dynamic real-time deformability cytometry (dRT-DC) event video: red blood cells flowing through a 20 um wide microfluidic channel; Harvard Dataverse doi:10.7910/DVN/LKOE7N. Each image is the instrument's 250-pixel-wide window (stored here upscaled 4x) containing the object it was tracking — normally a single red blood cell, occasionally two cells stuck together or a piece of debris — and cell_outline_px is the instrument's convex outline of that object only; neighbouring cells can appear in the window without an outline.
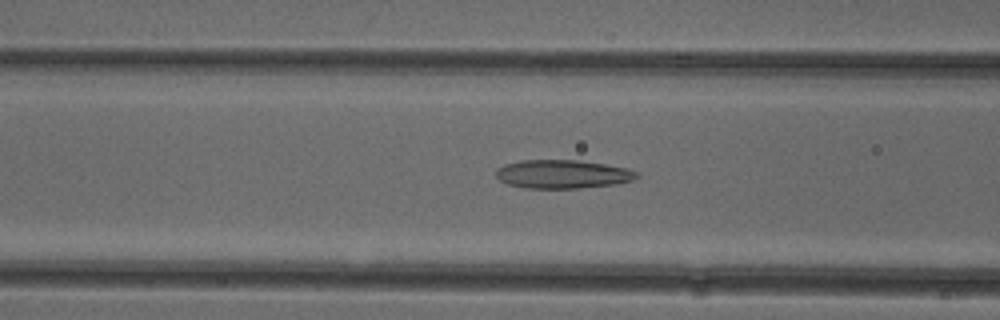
{"species": "common noctule bat (a hibernating species)", "species_latin": "Nyctalus noctula", "temperature_condition": "cold", "stored_images_in_passage": 51, "camera_frame_rate_fps": 3000, "um_per_image_px": 0.085, "animal": {"sex": "female"}, "frame": {"image": 1, "passage_image": 20, "time_ms": 6.333, "image_size_px": [1000, 320], "cell_outline_px": [[640, 176], [632, 180], [616, 184], [580, 188], [524, 188], [508, 184], [500, 180], [496, 176], [496, 168], [504, 164], [520, 160], [576, 160], [604, 164], [628, 168], [636, 172]], "centroid_in_image_um": [47.8, 14.8], "position_along_channel_um": 118.8, "area_um2": 23.47}}
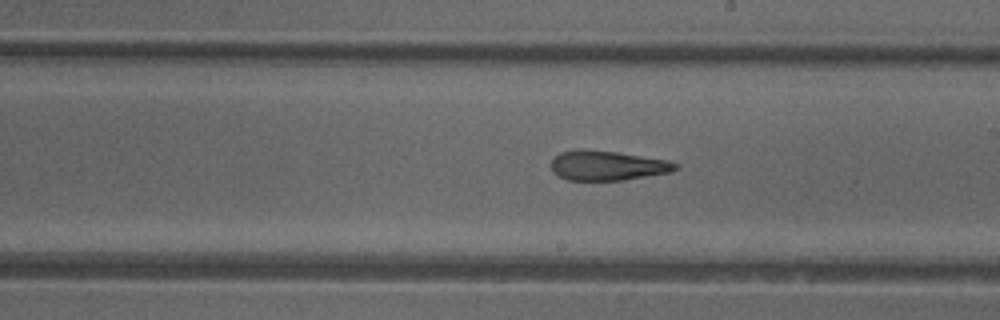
{"frame": {"image": 2, "passage_image": 29, "time_ms": 9.333, "image_size_px": [1000, 320], "cell_outline_px": [[680, 168], [672, 172], [624, 180], [568, 180], [552, 172], [552, 160], [560, 152], [580, 148], [616, 152], [668, 160], [680, 164]], "centroid_in_image_um": [51.67, 14.07], "position_along_channel_um": 237.3, "area_um2": 21.68}}
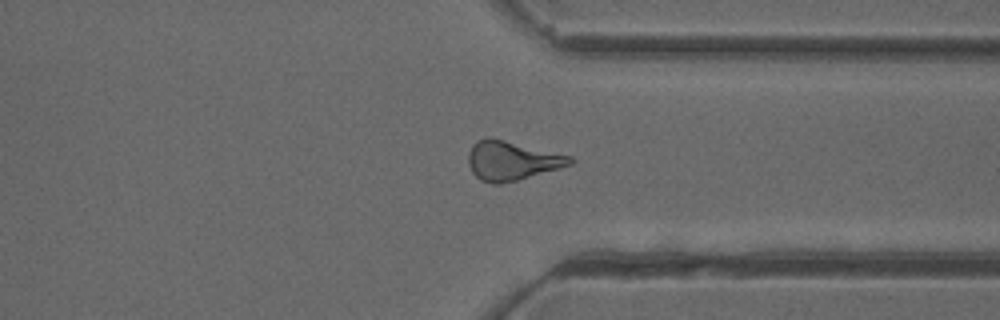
{"frame": {"image": 3, "passage_image": 39, "time_ms": 12.667, "image_size_px": [1000, 320], "cell_outline_px": [[576, 160], [572, 164], [560, 168], [516, 180], [500, 184], [492, 184], [480, 180], [472, 172], [468, 164], [468, 152], [472, 144], [476, 140], [488, 136], [492, 136], [572, 156]], "centroid_in_image_um": [43.48, 13.62], "position_along_channel_um": 367.9, "area_um2": 23.64}, "authors_computed_cell_mechanics": {"area_um2": 23.409, "velocity_mm_per_s": 3.9438, "shape_relaxation_time_tau1_ms": 11.0598, "shape_relaxation_time_tau2_ms": 3.6842, "deformation_change_tau1": 0.216, "deformation_change_tau2": 0.1393}}